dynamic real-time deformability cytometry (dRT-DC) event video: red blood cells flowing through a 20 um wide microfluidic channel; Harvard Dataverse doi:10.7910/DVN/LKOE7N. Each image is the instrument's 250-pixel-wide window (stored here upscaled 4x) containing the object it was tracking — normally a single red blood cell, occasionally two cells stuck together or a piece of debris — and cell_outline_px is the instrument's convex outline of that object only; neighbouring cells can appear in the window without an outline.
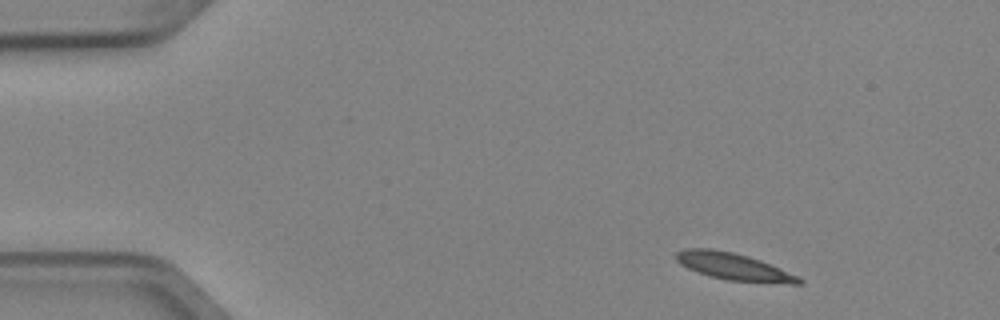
{"species": "Egyptian fruit bat (a non-hibernating species)", "species_latin": "Rousettus aegyptiacus", "temperature_condition": "cold", "stored_images_in_passage": 6, "segment_of_instrument_passage": [2, 2], "camera_frame_rate_fps": 3000, "um_per_image_px": 0.085, "animal": {"sex": "female"}, "frame": {"image": 1, "passage_image": 6, "time_ms": 1.667, "image_size_px": [1000, 320], "cell_outline_px": [[804, 284], [792, 284], [728, 280], [712, 276], [688, 268], [680, 264], [676, 260], [676, 252], [684, 248], [708, 248], [732, 252], [748, 256], [760, 260], [800, 276], [804, 280]], "centroid_in_image_um": [62.41, 22.66], "position_along_channel_um": 22.6, "area_um2": 19.25}}